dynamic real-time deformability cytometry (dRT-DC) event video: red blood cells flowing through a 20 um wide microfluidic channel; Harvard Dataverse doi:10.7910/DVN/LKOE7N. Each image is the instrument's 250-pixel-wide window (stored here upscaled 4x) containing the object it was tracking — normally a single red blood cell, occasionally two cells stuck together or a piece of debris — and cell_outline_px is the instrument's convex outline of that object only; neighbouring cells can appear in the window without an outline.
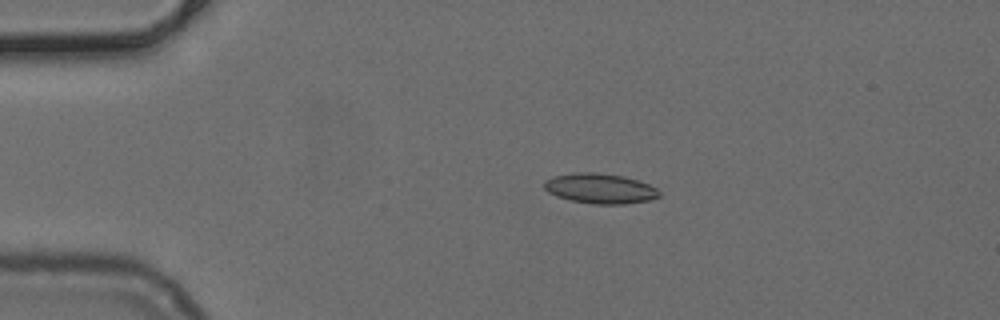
{"species": "common noctule bat (a hibernating species)", "species_latin": "Nyctalus noctula", "temperature_condition": "cold", "stored_images_in_passage": 29, "camera_frame_rate_fps": 3000, "um_per_image_px": 0.085, "animal": {"sex": "female", "body_mass_g": 24.6, "forearm_length_mm": 56.2}, "frame": {"image": 1, "passage_image": 1, "time_ms": 0.0, "image_size_px": [1000, 320], "cell_outline_px": [[660, 196], [648, 200], [624, 204], [592, 204], [572, 200], [556, 196], [548, 192], [544, 188], [544, 180], [556, 176], [572, 172], [596, 172], [624, 176], [648, 184], [656, 188], [660, 192]], "centroid_in_image_um": [50.99, 16.01], "position_along_channel_um": 34.0, "area_um2": 20.11}}
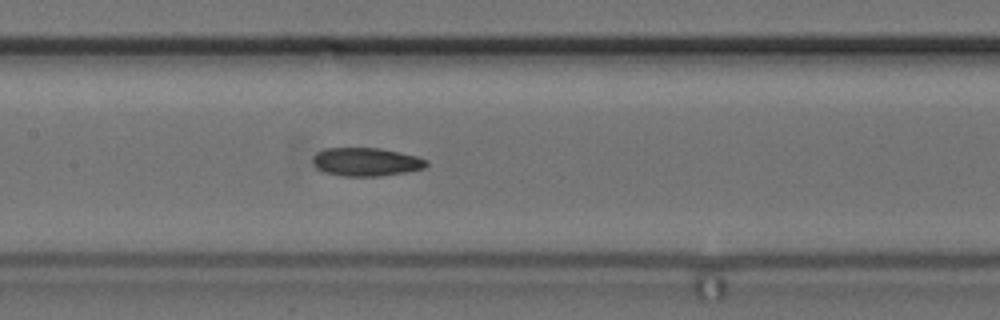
{"frame": {"image": 2, "passage_image": 15, "time_ms": 4.667, "image_size_px": [1000, 320], "cell_outline_px": [[428, 164], [424, 168], [408, 172], [380, 176], [344, 176], [324, 172], [316, 168], [312, 164], [312, 156], [316, 152], [324, 148], [380, 148], [400, 152], [416, 156], [428, 160]], "centroid_in_image_um": [31.1, 13.76], "position_along_channel_um": 176.3, "area_um2": 19.02}}
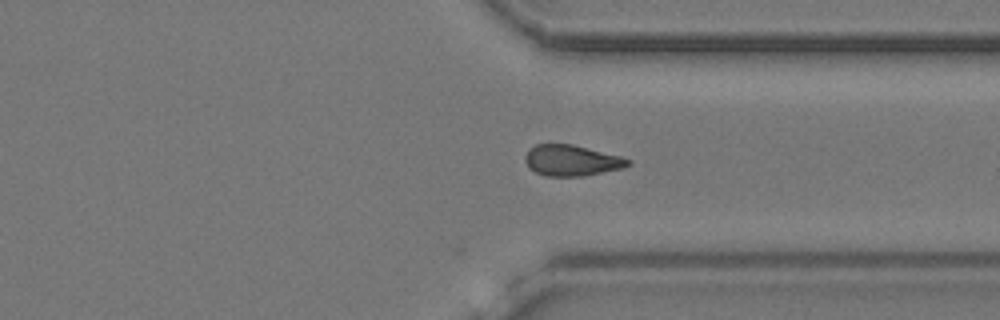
{"frame": {"image": 3, "passage_image": 29, "time_ms": 9.333, "image_size_px": [1000, 320], "cell_outline_px": [[632, 164], [624, 168], [584, 176], [544, 176], [536, 172], [524, 160], [524, 156], [536, 144], [572, 144], [620, 156], [632, 160]], "centroid_in_image_um": [48.64, 13.64], "position_along_channel_um": 362.8, "area_um2": 18.44}}